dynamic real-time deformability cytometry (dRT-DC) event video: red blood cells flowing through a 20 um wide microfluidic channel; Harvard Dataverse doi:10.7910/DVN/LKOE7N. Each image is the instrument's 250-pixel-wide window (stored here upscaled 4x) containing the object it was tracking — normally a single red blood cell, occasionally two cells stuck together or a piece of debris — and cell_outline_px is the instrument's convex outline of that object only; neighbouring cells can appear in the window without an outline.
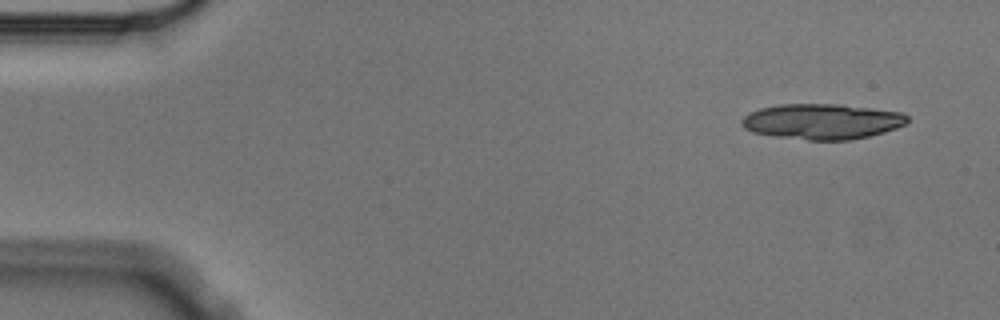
{"species": "Egyptian fruit bat (a non-hibernating species)", "species_latin": "Rousettus aegyptiacus", "temperature_condition": "cold", "stored_images_in_passage": 4, "camera_frame_rate_fps": 3000, "um_per_image_px": 0.085, "animal": {"sex": "male"}, "frame": {"image": 1, "passage_image": 1, "time_ms": 0.0, "image_size_px": [1000, 320], "cell_outline_px": [[908, 120], [904, 124], [896, 128], [884, 132], [852, 140], [808, 140], [772, 136], [752, 132], [744, 128], [740, 124], [740, 120], [744, 116], [760, 108], [780, 104], [840, 104], [904, 112], [908, 116]], "centroid_in_image_um": [69.87, 10.32], "position_along_channel_um": 15.1, "area_um2": 34.45}}